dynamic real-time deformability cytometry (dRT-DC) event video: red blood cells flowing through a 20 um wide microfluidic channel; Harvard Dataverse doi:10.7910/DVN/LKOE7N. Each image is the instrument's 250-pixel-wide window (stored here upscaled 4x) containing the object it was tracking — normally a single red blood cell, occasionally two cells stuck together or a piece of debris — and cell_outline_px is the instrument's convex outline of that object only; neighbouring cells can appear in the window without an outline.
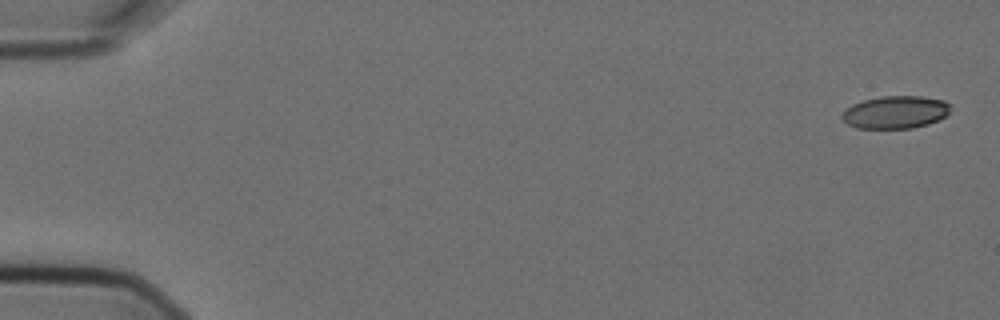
{"species": "Egyptian fruit bat (a non-hibernating species)", "species_latin": "Rousettus aegyptiacus", "temperature_condition": "cold", "stored_images_in_passage": 4, "camera_frame_rate_fps": 3000, "um_per_image_px": 0.085, "animal": {"sex": "female"}, "frame": {"image": 1, "passage_image": 1, "time_ms": 0.0, "image_size_px": [1000, 320], "cell_outline_px": [[948, 112], [944, 116], [928, 124], [912, 128], [856, 128], [848, 124], [840, 116], [852, 104], [864, 100], [880, 96], [920, 96], [944, 100], [948, 104]], "centroid_in_image_um": [76.08, 9.53], "position_along_channel_um": 8.9, "area_um2": 20.35}}
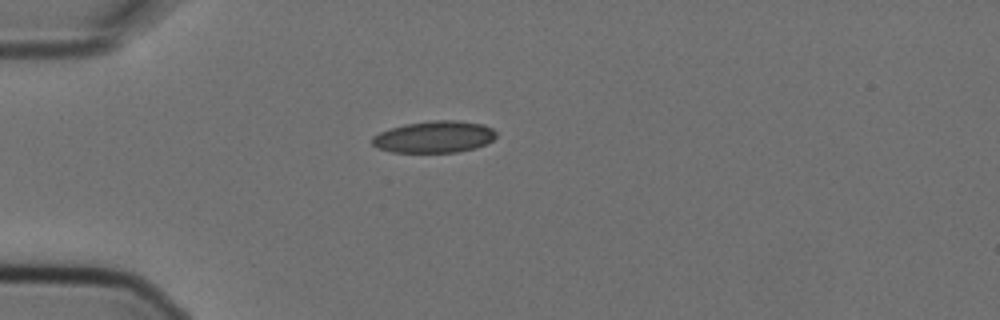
{"frame": {"image": 2, "passage_image": 4, "time_ms": 1.0, "image_size_px": [1000, 320], "cell_outline_px": [[496, 136], [492, 140], [476, 148], [456, 152], [392, 152], [376, 148], [372, 144], [372, 136], [380, 132], [404, 124], [432, 120], [456, 120], [484, 124], [492, 128], [496, 132]], "centroid_in_image_um": [36.91, 11.63], "position_along_channel_um": 48.1, "area_um2": 23.0}}